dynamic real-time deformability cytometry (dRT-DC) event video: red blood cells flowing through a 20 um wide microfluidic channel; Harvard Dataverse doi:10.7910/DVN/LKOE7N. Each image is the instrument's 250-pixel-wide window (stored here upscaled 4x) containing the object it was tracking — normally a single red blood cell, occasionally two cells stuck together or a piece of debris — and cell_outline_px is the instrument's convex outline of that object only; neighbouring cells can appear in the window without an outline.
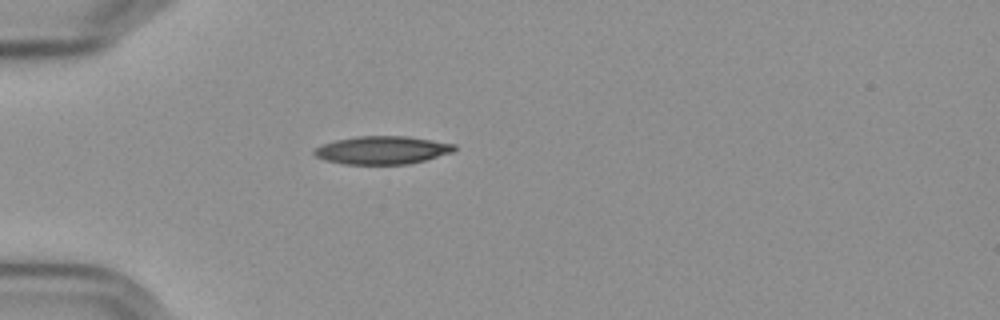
{"species": "Egyptian fruit bat (a non-hibernating species)", "species_latin": "Rousettus aegyptiacus", "temperature_condition": "cold", "stored_images_in_passage": 34, "camera_frame_rate_fps": 3000, "um_per_image_px": 0.085, "frame": {"image": 1, "passage_image": 1, "time_ms": 0.0, "image_size_px": [1000, 320], "cell_outline_px": [[456, 148], [452, 152], [424, 160], [408, 164], [344, 164], [324, 160], [316, 156], [312, 152], [316, 148], [324, 144], [336, 140], [360, 136], [404, 136], [432, 140], [456, 144]], "centroid_in_image_um": [32.49, 12.76], "position_along_channel_um": 52.5, "area_um2": 22.66}}
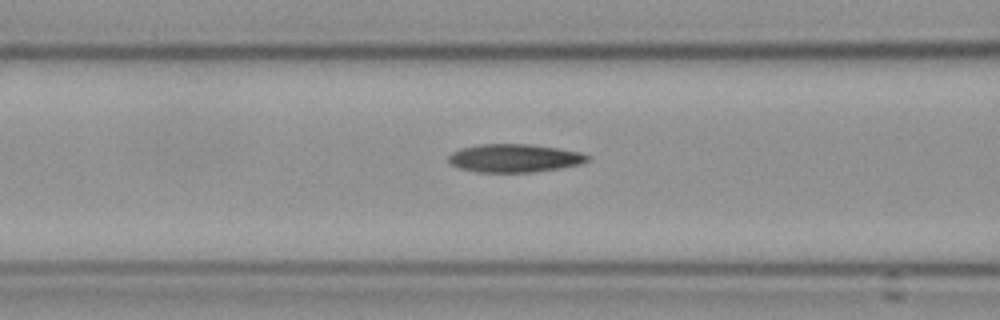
{"frame": {"image": 2, "passage_image": 8, "time_ms": 2.333, "image_size_px": [1000, 320], "cell_outline_px": [[588, 160], [580, 164], [532, 172], [480, 172], [460, 168], [452, 164], [448, 160], [448, 156], [452, 152], [460, 148], [480, 144], [528, 144], [556, 148], [580, 152], [588, 156]], "centroid_in_image_um": [43.68, 13.43], "position_along_channel_um": 122.9, "area_um2": 22.48}}
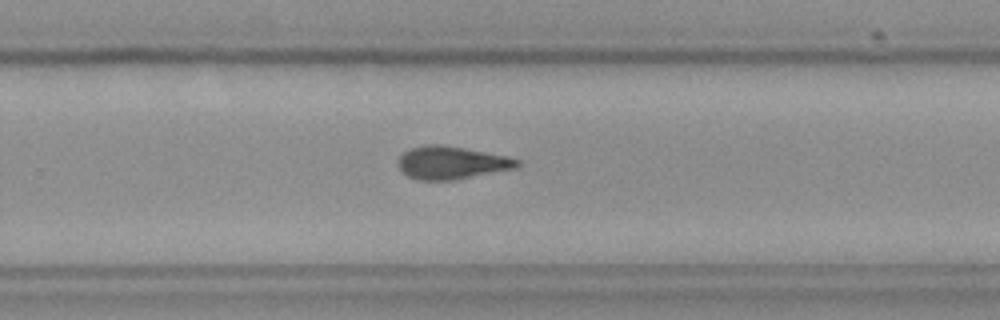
{"frame": {"image": 3, "passage_image": 22, "time_ms": 7.0, "image_size_px": [1000, 320], "cell_outline_px": [[520, 164], [516, 168], [452, 180], [420, 180], [408, 176], [396, 164], [400, 156], [404, 152], [412, 148], [428, 144], [440, 144], [464, 148], [508, 156], [520, 160]], "centroid_in_image_um": [38.38, 13.82], "position_along_channel_um": 291.4, "area_um2": 22.6}, "authors_computed_cell_mechanics": {"area_um2": 22.5709, "velocity_mm_per_s": 3.6059, "shape_relaxation_time_tau1_ms": 8.8826, "shape_relaxation_time_tau2_ms": 4.3376, "deformation_change_tau1": 0.2069, "deformation_change_tau2": 0.1227}}